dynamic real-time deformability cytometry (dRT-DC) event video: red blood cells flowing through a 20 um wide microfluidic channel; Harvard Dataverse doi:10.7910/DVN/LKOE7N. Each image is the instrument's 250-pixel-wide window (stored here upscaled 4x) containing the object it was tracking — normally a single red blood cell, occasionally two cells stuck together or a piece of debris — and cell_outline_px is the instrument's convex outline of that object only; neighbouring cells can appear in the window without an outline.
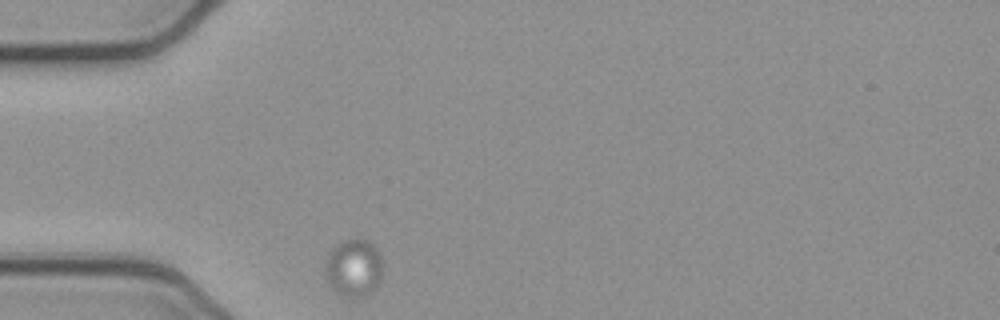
{"species": "common noctule bat (a hibernating species)", "species_latin": "Nyctalus noctula", "temperature_condition": "cold", "stored_images_in_passage": 160, "camera_frame_rate_fps": 3000, "um_per_image_px": 0.085, "animal": {"sex": "female", "body_mass_g": 21.9}, "frame": {"image": 1, "passage_image": 1, "time_ms": 0.0, "image_size_px": [1000, 320], "cell_outline_px": [[380, 284], [368, 296], [340, 296], [328, 284], [324, 276], [324, 260], [332, 248], [336, 244], [344, 240], [356, 236], [360, 236], [368, 240], [380, 252]], "centroid_in_image_um": [30.02, 22.74], "position_along_channel_um": 55.0, "area_um2": 19.94}}
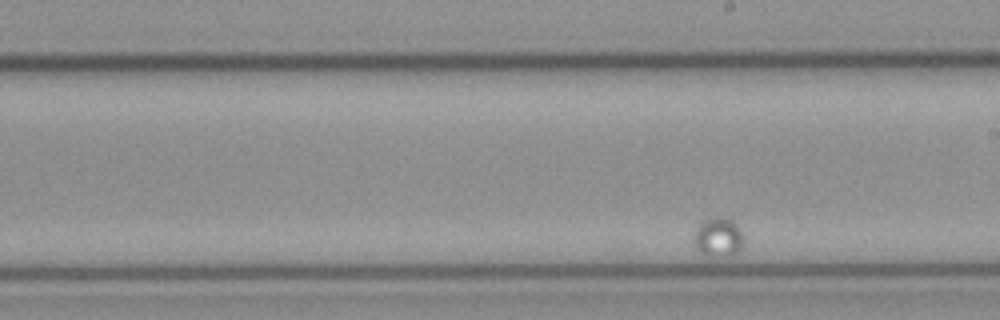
{"frame": {"image": 2, "passage_image": 64, "time_ms": 21.0, "image_size_px": [1000, 320], "cell_outline_px": [[744, 236], [740, 248], [736, 256], [704, 256], [692, 244], [692, 236], [696, 228], [704, 220], [732, 220], [736, 224]], "centroid_in_image_um": [61.01, 20.25], "position_along_channel_um": 228.0, "area_um2": 11.27}}
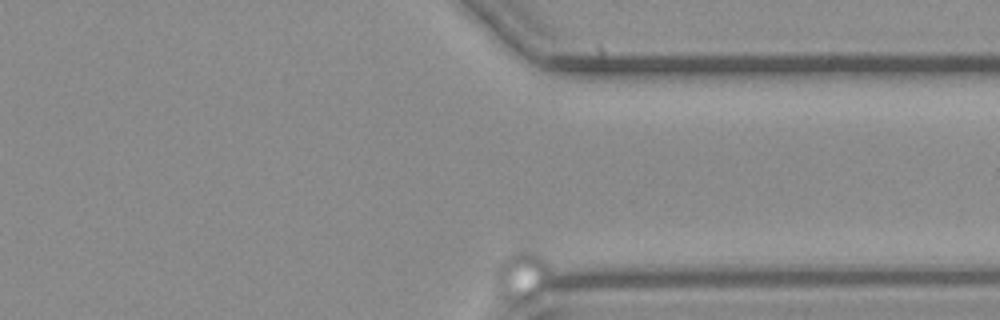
{"frame": {"image": 3, "passage_image": 160, "time_ms": 53.0, "image_size_px": [1000, 320], "cell_outline_px": [[552, 272], [548, 284], [524, 304], [504, 304], [496, 292], [492, 284], [496, 268], [512, 252], [528, 248], [540, 252], [552, 268]], "centroid_in_image_um": [44.33, 23.5], "position_along_channel_um": 367.1, "area_um2": 17.34}}